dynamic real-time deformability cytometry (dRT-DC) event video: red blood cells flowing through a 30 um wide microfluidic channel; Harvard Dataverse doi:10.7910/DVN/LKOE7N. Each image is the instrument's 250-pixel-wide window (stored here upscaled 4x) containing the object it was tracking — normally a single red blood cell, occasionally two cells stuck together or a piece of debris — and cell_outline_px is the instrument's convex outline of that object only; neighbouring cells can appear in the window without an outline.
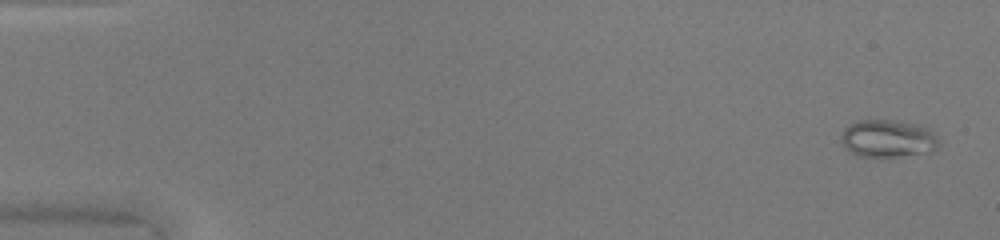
{"species": "common noctule bat (a hibernating species)", "species_latin": "Nyctalus noctula", "temperature_condition": "warm", "stored_images_in_passage": 49, "camera_frame_rate_fps": 3000, "um_per_image_px": 0.085, "animal": {"sex": "female", "body_mass_g": 20.0, "forearm_length_mm": 54.0}, "frame": {"image": 1, "passage_image": 2, "time_ms": 0.333, "image_size_px": [1000, 240], "cell_outline_px": [[940, 144], [936, 148], [924, 152], [896, 156], [856, 156], [848, 152], [844, 148], [840, 140], [840, 136], [844, 128], [848, 124], [860, 120], [888, 120], [920, 124], [928, 128], [940, 140]], "centroid_in_image_um": [75.41, 11.76], "position_along_channel_um": 9.6, "area_um2": 21.44}}
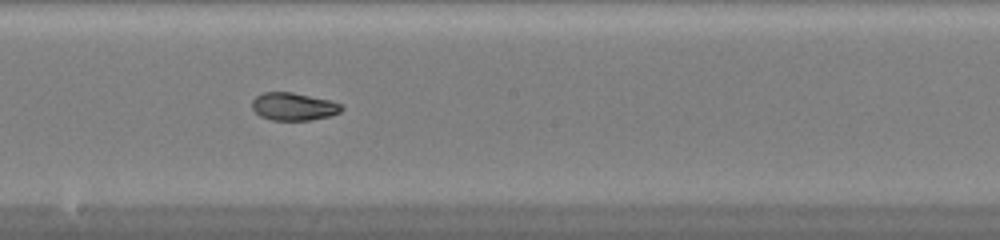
{"frame": {"image": 2, "passage_image": 28, "time_ms": 9.0, "image_size_px": [1000, 240], "cell_outline_px": [[344, 108], [340, 112], [328, 116], [308, 120], [272, 120], [260, 116], [252, 108], [252, 100], [256, 96], [264, 92], [292, 92], [332, 100], [340, 104]], "centroid_in_image_um": [24.95, 9.04], "position_along_channel_um": 223.2, "area_um2": 14.45}}
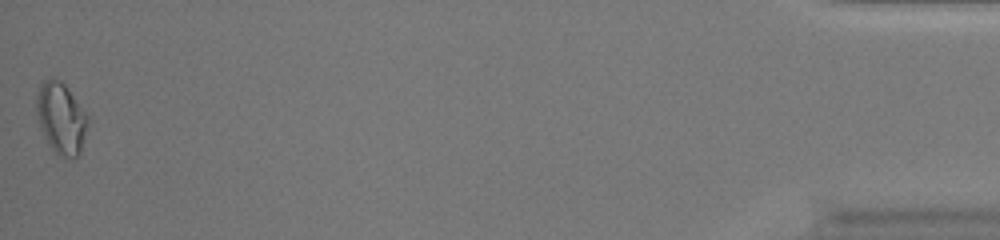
{"frame": {"image": 3, "passage_image": 49, "time_ms": 16.0, "image_size_px": [1000, 240], "cell_outline_px": [[88, 120], [80, 152], [76, 156], [60, 156], [52, 148], [40, 128], [36, 112], [36, 96], [40, 84], [44, 80], [52, 76], [60, 80], [68, 88], [88, 116]], "centroid_in_image_um": [5.16, 9.98], "position_along_channel_um": 430.0, "area_um2": 20.98}, "authors_computed_cell_mechanics": {"area_um2": 16.8776, "velocity_mm_per_s": 4.2633, "shape_relaxation_time_tau1_ms": null, "shape_relaxation_time_tau2_ms": 2.8859, "deformation_change_tau1": null, "deformation_change_tau2": 0.0628}}